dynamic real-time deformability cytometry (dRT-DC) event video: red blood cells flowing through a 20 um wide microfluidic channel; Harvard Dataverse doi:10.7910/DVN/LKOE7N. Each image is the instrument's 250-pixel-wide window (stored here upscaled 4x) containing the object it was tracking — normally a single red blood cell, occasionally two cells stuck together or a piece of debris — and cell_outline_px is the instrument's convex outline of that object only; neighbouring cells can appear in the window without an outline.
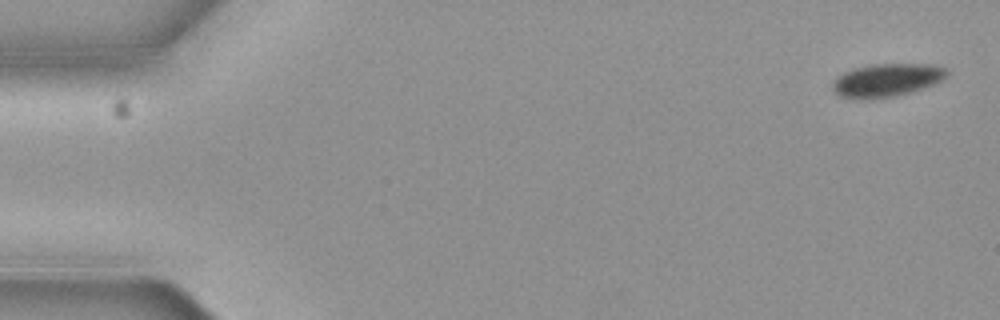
{"species": "common noctule bat (a hibernating species)", "species_latin": "Nyctalus noctula", "temperature_condition": "cold", "stored_images_in_passage": 6, "camera_frame_rate_fps": 3000, "um_per_image_px": 0.085, "animal": {"sex": "female", "body_mass_g": 19.3, "forearm_length_mm": 54.1}, "frame": {"image": 1, "passage_image": 1, "time_ms": 0.0, "image_size_px": [1000, 320], "cell_outline_px": [[948, 72], [940, 80], [932, 84], [912, 92], [896, 96], [868, 100], [856, 100], [840, 96], [832, 88], [832, 84], [836, 76], [844, 72], [856, 68], [872, 64], [932, 64], [948, 68]], "centroid_in_image_um": [75.33, 6.83], "position_along_channel_um": 9.7, "area_um2": 22.2}}